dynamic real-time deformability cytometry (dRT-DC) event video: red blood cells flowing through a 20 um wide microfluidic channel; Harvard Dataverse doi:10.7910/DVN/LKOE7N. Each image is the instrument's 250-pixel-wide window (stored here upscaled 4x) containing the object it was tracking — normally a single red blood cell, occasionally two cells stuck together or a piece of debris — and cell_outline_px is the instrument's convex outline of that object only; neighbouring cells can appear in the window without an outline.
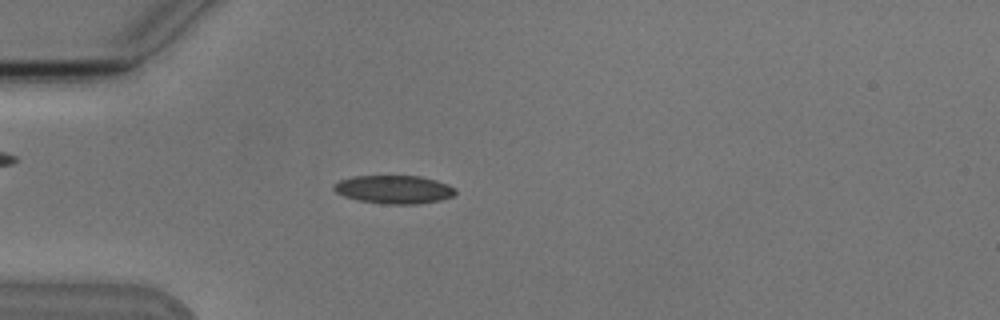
{"species": "Egyptian fruit bat (a non-hibernating species)", "species_latin": "Rousettus aegyptiacus", "temperature_condition": "cold", "stored_images_in_passage": 5, "camera_frame_rate_fps": 3000, "um_per_image_px": 0.085, "animal": {"sex": "male"}, "frame": {"image": 1, "passage_image": 5, "time_ms": 4.667, "image_size_px": [1000, 320], "cell_outline_px": [[456, 192], [452, 196], [440, 200], [420, 204], [380, 204], [360, 200], [344, 196], [336, 192], [332, 188], [332, 184], [340, 180], [352, 176], [420, 176], [436, 180], [448, 184], [456, 188]], "centroid_in_image_um": [33.48, 16.1], "position_along_channel_um": 51.5, "area_um2": 20.17}}